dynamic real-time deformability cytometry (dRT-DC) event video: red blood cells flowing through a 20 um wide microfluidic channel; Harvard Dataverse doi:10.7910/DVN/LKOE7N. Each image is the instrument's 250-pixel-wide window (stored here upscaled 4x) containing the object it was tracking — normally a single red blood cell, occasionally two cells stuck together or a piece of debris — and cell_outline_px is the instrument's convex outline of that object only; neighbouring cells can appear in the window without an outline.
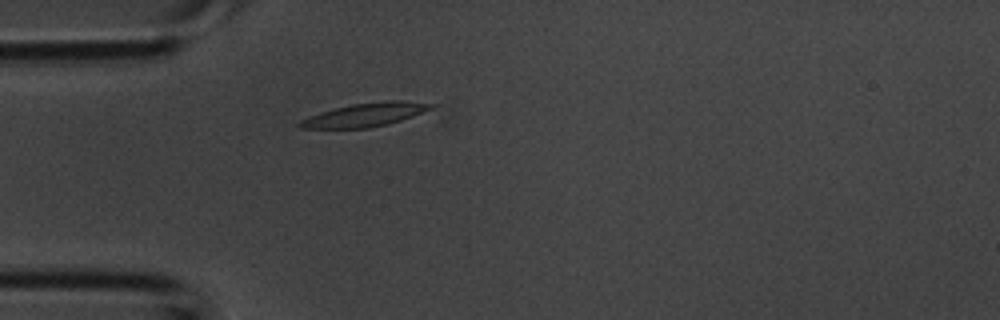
{"species": "common noctule bat (a hibernating species)", "species_latin": "Nyctalus noctula", "temperature_condition": "room temperature", "stored_images_in_passage": 33, "camera_frame_rate_fps": 3000, "um_per_image_px": 0.085, "animal": {"sex": "male", "body_mass_g": 20.1, "forearm_length_mm": 53.5}, "frame": {"image": 1, "passage_image": 2, "time_ms": 0.333, "image_size_px": [1000, 320], "cell_outline_px": [[436, 104], [432, 108], [412, 116], [388, 124], [368, 128], [300, 128], [296, 124], [300, 120], [320, 112], [352, 104], [388, 100], [400, 100]], "centroid_in_image_um": [31.02, 9.75], "position_along_channel_um": 54.0, "area_um2": 17.8}}
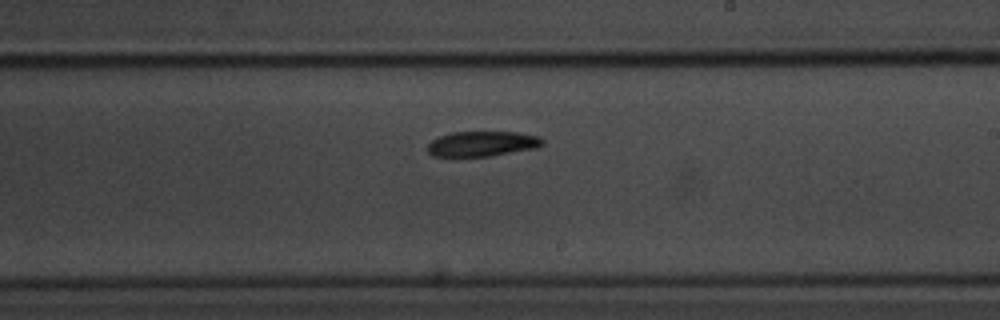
{"frame": {"image": 2, "passage_image": 15, "time_ms": 4.667, "image_size_px": [1000, 320], "cell_outline_px": [[544, 144], [536, 148], [488, 156], [432, 156], [428, 152], [428, 144], [432, 140], [440, 136], [452, 132], [516, 132], [540, 136], [544, 140]], "centroid_in_image_um": [41.01, 12.21], "position_along_channel_um": 248.0, "area_um2": 16.76}}
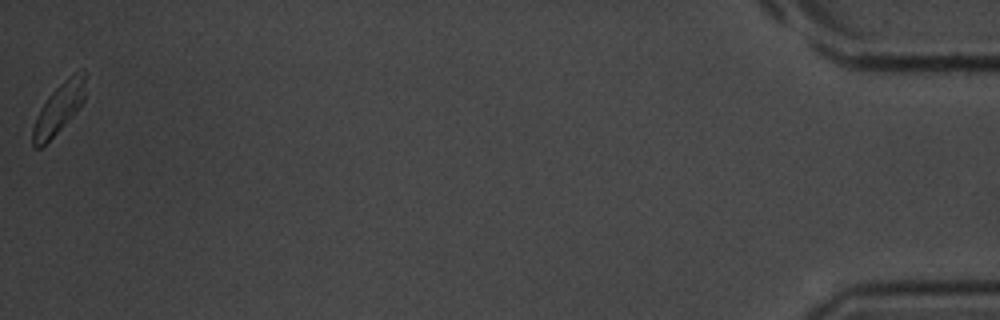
{"frame": {"image": 3, "passage_image": 33, "time_ms": 10.667, "image_size_px": [1000, 320], "cell_outline_px": [[88, 72], [84, 100], [76, 112], [40, 148], [36, 148], [32, 144], [32, 128], [36, 116], [40, 108], [48, 96], [64, 80], [80, 68], [84, 68]], "centroid_in_image_um": [5.05, 9.12], "position_along_channel_um": 430.1, "area_um2": 15.55}}